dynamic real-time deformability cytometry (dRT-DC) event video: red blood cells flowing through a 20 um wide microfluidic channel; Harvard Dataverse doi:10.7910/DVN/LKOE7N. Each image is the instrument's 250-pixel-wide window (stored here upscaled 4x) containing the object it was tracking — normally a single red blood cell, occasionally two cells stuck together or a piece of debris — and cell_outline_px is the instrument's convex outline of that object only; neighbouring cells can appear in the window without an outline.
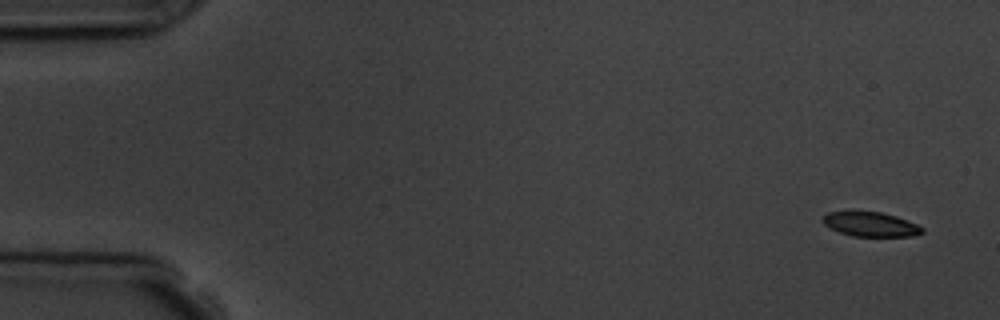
{"species": "common noctule bat (a hibernating species)", "species_latin": "Nyctalus noctula", "temperature_condition": "room temperature", "stored_images_in_passage": 4, "camera_frame_rate_fps": 3000, "um_per_image_px": 0.085, "animal": {"sex": "male", "body_mass_g": 19.5, "forearm_length_mm": 54.6}, "frame": {"image": 1, "passage_image": 1, "time_ms": 0.0, "image_size_px": [1000, 320], "cell_outline_px": [[924, 232], [912, 236], [852, 236], [840, 232], [824, 224], [820, 220], [828, 212], [880, 212], [896, 216], [916, 224], [924, 228]], "centroid_in_image_um": [74.01, 19.07], "position_along_channel_um": 11.0, "area_um2": 13.93}}
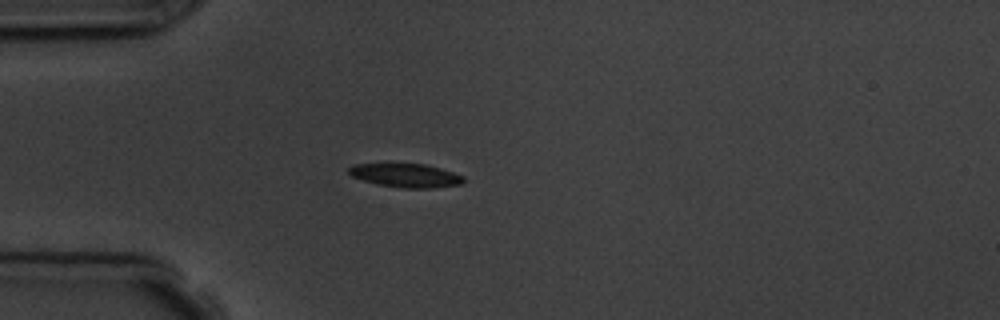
{"frame": {"image": 2, "passage_image": 4, "time_ms": 4.333, "image_size_px": [1000, 320], "cell_outline_px": [[464, 180], [460, 184], [432, 188], [400, 188], [376, 184], [352, 176], [348, 172], [348, 168], [352, 164], [424, 164], [440, 168], [464, 176]], "centroid_in_image_um": [34.48, 14.91], "position_along_channel_um": 50.5, "area_um2": 15.72}}